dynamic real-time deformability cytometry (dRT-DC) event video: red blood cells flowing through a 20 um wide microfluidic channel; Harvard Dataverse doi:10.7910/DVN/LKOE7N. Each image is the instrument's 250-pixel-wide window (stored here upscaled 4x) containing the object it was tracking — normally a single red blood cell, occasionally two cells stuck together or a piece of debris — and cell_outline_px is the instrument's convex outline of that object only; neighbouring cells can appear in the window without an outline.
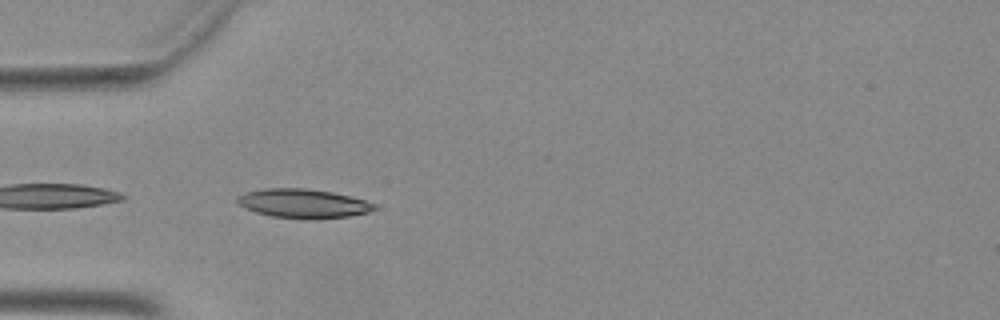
{"species": "Egyptian fruit bat (a non-hibernating species)", "species_latin": "Rousettus aegyptiacus", "temperature_condition": "warm", "stored_images_in_passage": 22, "camera_frame_rate_fps": 3000, "um_per_image_px": 0.085, "animal": {"sex": "female"}, "frame": {"image": 1, "passage_image": 1, "time_ms": 0.0, "image_size_px": [1000, 320], "cell_outline_px": [[376, 208], [368, 212], [348, 216], [272, 216], [256, 212], [240, 204], [236, 200], [236, 196], [244, 192], [264, 188], [308, 188], [332, 192], [364, 200], [376, 204]], "centroid_in_image_um": [25.72, 17.23], "position_along_channel_um": 59.3, "area_um2": 22.08}}
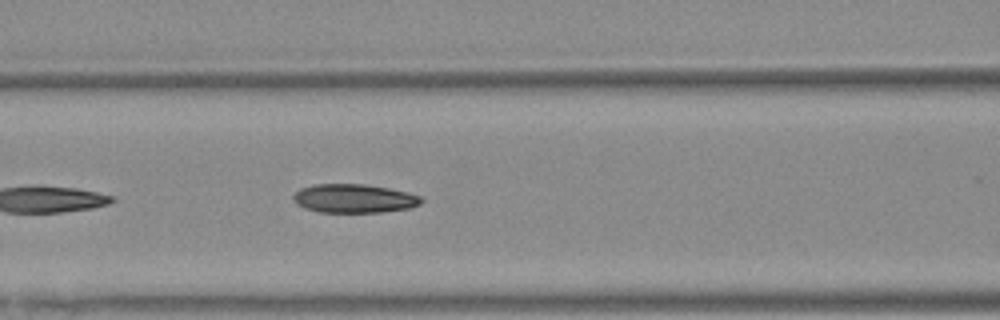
{"frame": {"image": 2, "passage_image": 7, "time_ms": 2.0, "image_size_px": [1000, 320], "cell_outline_px": [[424, 200], [420, 204], [408, 208], [380, 212], [320, 212], [304, 208], [296, 204], [292, 196], [300, 188], [316, 184], [364, 184], [388, 188], [420, 196]], "centroid_in_image_um": [30.06, 16.87], "position_along_channel_um": 136.5, "area_um2": 21.27}}
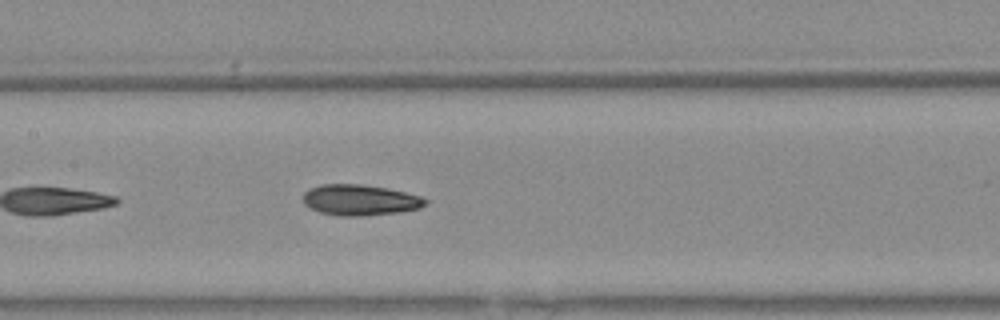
{"frame": {"image": 3, "passage_image": 10, "time_ms": 3.0, "image_size_px": [1000, 320], "cell_outline_px": [[428, 204], [420, 208], [396, 212], [368, 216], [340, 216], [320, 212], [304, 204], [304, 192], [320, 184], [360, 184], [388, 188], [420, 196], [428, 200]], "centroid_in_image_um": [30.62, 17.0], "position_along_channel_um": 176.8, "area_um2": 21.91}}